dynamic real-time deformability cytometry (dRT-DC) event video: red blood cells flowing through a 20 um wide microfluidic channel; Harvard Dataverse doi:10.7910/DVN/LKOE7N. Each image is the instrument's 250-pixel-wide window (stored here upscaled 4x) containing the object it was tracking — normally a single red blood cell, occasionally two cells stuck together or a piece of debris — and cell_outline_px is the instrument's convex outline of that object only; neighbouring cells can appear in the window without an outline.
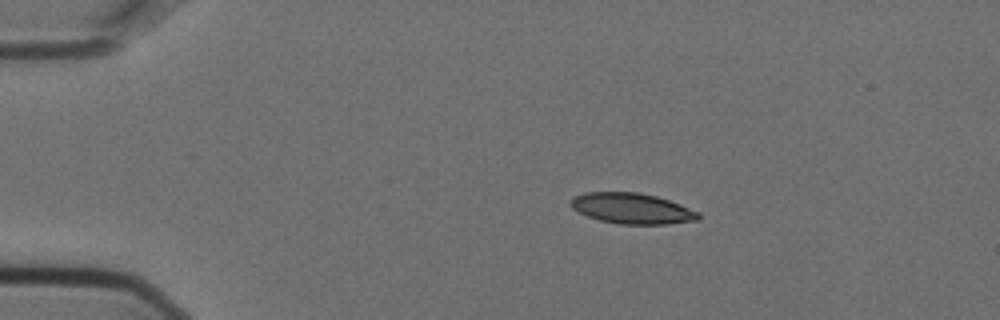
{"species": "Egyptian fruit bat (a non-hibernating species)", "species_latin": "Rousettus aegyptiacus", "temperature_condition": "cold", "stored_images_in_passage": 7, "camera_frame_rate_fps": 3000, "um_per_image_px": 0.085, "animal": {"sex": "female"}, "frame": {"image": 1, "passage_image": 3, "time_ms": 0.667, "image_size_px": [1000, 320], "cell_outline_px": [[700, 220], [668, 224], [620, 224], [600, 220], [588, 216], [572, 208], [568, 204], [576, 196], [584, 192], [640, 192], [656, 196], [680, 204], [700, 212]], "centroid_in_image_um": [53.75, 17.72], "position_along_channel_um": 31.2, "area_um2": 22.83}}
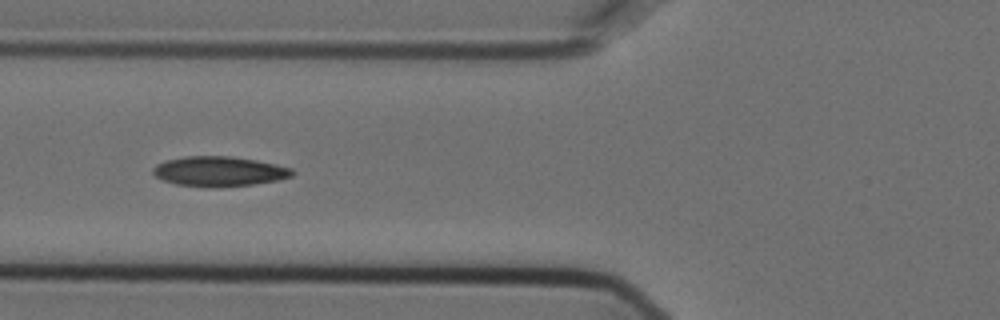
{"frame": {"image": 2, "passage_image": 6, "time_ms": 1.667, "image_size_px": [1000, 320], "cell_outline_px": [[296, 172], [292, 176], [276, 180], [252, 184], [212, 188], [176, 184], [164, 180], [156, 176], [152, 172], [152, 168], [156, 164], [168, 160], [184, 156], [228, 156], [256, 160], [276, 164], [292, 168]], "centroid_in_image_um": [18.63, 14.56], "position_along_channel_um": 107.2, "area_um2": 24.22}}
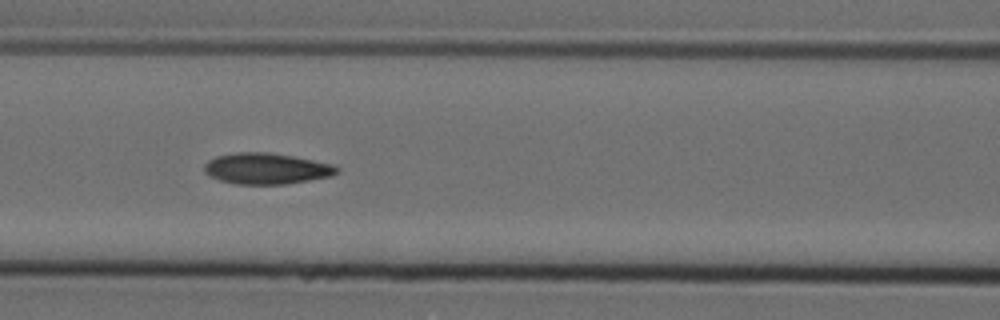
{"frame": {"image": 3, "passage_image": 7, "time_ms": 2.0, "image_size_px": [1000, 320], "cell_outline_px": [[340, 172], [332, 176], [284, 184], [236, 184], [220, 180], [208, 176], [204, 172], [204, 164], [208, 160], [216, 156], [236, 152], [268, 152], [292, 156], [332, 164], [340, 168]], "centroid_in_image_um": [22.63, 14.33], "position_along_channel_um": 144.0, "area_um2": 24.04}}